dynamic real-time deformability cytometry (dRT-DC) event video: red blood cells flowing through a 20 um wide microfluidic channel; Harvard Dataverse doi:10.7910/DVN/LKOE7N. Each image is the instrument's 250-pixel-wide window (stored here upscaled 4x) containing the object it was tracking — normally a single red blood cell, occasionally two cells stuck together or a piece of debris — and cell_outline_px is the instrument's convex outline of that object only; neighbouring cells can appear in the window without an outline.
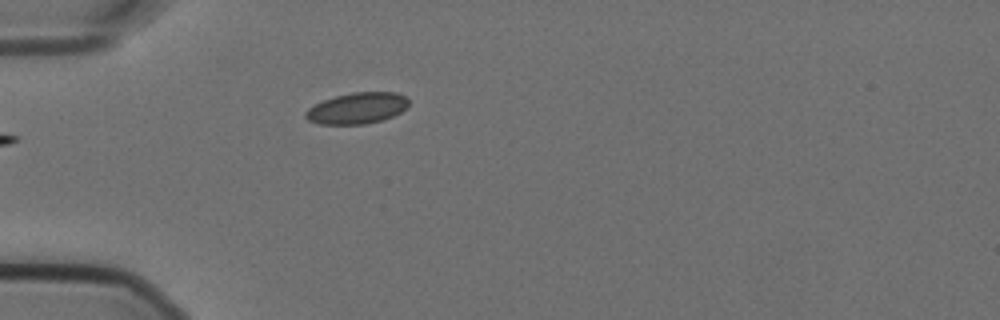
{"species": "Egyptian fruit bat (a non-hibernating species)", "species_latin": "Rousettus aegyptiacus", "temperature_condition": "cold", "stored_images_in_passage": 9, "camera_frame_rate_fps": 3000, "um_per_image_px": 0.085, "animal": {"sex": "female"}, "frame": {"image": 1, "passage_image": 1, "time_ms": 0.0, "image_size_px": [1000, 320], "cell_outline_px": [[408, 104], [400, 112], [392, 116], [380, 120], [364, 124], [320, 124], [308, 120], [304, 116], [304, 112], [308, 108], [324, 100], [336, 96], [352, 92], [396, 92], [404, 96], [408, 100]], "centroid_in_image_um": [30.33, 9.19], "position_along_channel_um": 54.7, "area_um2": 18.5}}